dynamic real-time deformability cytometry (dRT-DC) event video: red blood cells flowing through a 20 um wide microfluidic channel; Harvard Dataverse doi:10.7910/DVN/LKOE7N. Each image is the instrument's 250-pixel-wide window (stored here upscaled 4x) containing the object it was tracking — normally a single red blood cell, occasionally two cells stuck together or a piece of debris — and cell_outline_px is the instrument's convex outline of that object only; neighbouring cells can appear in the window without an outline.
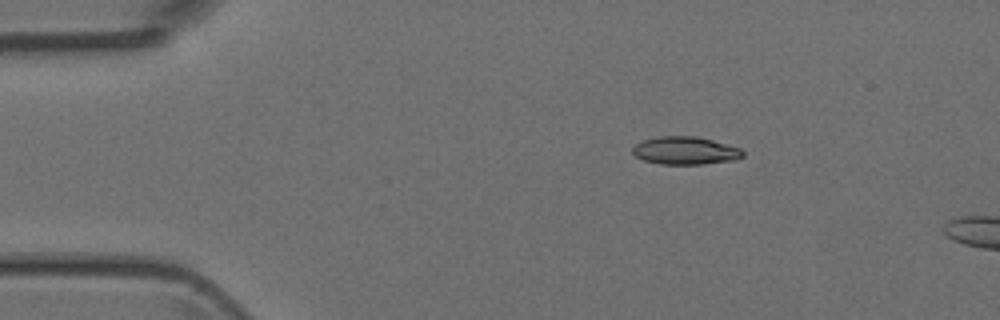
{"species": "Egyptian fruit bat (a non-hibernating species)", "species_latin": "Rousettus aegyptiacus", "temperature_condition": "room temperature", "stored_images_in_passage": 5, "camera_frame_rate_fps": 3000, "um_per_image_px": 0.085, "animal": {"sex": "female"}, "frame": {"image": 1, "passage_image": 1, "time_ms": 0.0, "image_size_px": [1000, 320], "cell_outline_px": [[744, 156], [736, 160], [704, 164], [660, 164], [644, 160], [636, 156], [632, 152], [632, 148], [636, 144], [644, 140], [660, 136], [696, 136], [712, 140], [740, 148], [744, 152]], "centroid_in_image_um": [58.27, 12.81], "position_along_channel_um": 26.7, "area_um2": 17.86}}
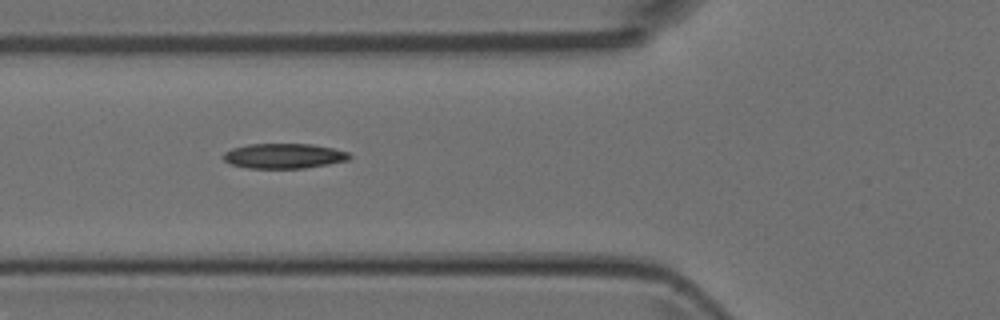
{"frame": {"image": 2, "passage_image": 4, "time_ms": 3.333, "image_size_px": [1000, 320], "cell_outline_px": [[352, 156], [348, 160], [328, 164], [304, 168], [248, 168], [232, 164], [224, 160], [224, 152], [232, 148], [248, 144], [312, 144], [332, 148], [348, 152]], "centroid_in_image_um": [24.14, 13.25], "position_along_channel_um": 101.7, "area_um2": 18.26}}
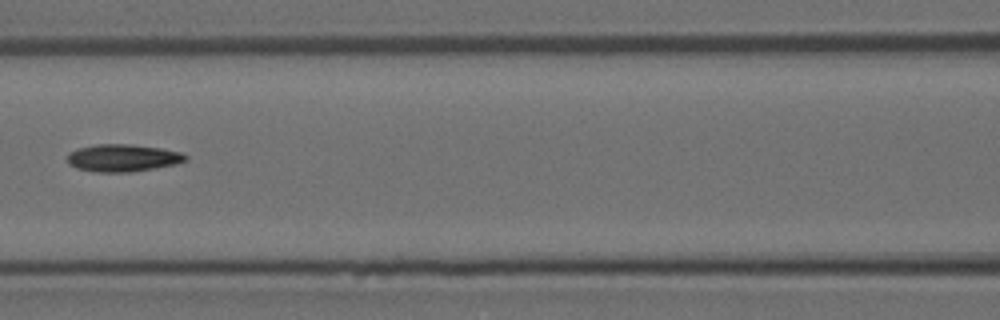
{"frame": {"image": 3, "passage_image": 5, "time_ms": 4.667, "image_size_px": [1000, 320], "cell_outline_px": [[188, 160], [176, 164], [156, 168], [132, 172], [96, 172], [76, 168], [68, 164], [68, 152], [76, 148], [96, 144], [132, 144], [160, 148], [180, 152], [188, 156]], "centroid_in_image_um": [10.43, 13.42], "position_along_channel_um": 156.2, "area_um2": 19.07}}